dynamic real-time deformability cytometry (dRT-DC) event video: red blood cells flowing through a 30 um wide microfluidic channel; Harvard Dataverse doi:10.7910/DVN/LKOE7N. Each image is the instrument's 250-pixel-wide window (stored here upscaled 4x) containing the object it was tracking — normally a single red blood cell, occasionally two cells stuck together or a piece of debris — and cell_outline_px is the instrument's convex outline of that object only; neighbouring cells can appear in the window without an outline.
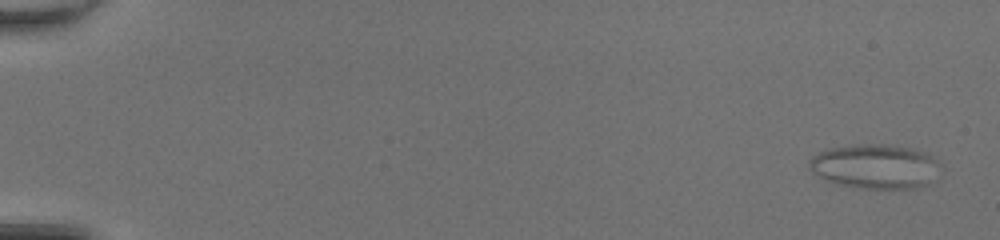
{"species": "common noctule bat (a hibernating species)", "species_latin": "Nyctalus noctula", "temperature_condition": "room temperature", "stored_images_in_passage": 50, "camera_frame_rate_fps": 3000, "um_per_image_px": 0.085, "animal": {"sex": "female", "body_mass_g": 20.0, "forearm_length_mm": 54.0}, "frame": {"image": 1, "passage_image": 2, "time_ms": 0.333, "image_size_px": [1000, 240], "cell_outline_px": [[944, 168], [928, 184], [920, 188], [860, 188], [836, 184], [824, 180], [812, 172], [808, 164], [808, 160], [812, 156], [828, 148], [848, 144], [884, 144], [912, 148], [928, 152]], "centroid_in_image_um": [74.41, 14.14], "position_along_channel_um": 10.6, "area_um2": 34.68}}
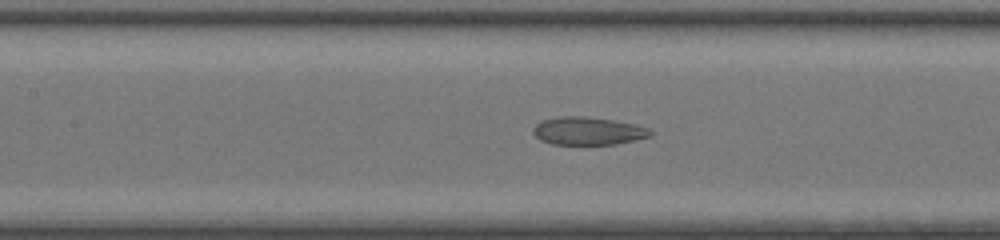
{"frame": {"image": 2, "passage_image": 25, "time_ms": 8.0, "image_size_px": [1000, 240], "cell_outline_px": [[652, 136], [616, 144], [552, 144], [540, 140], [532, 132], [532, 128], [540, 120], [556, 116], [584, 116], [612, 120], [636, 124], [648, 128], [652, 132]], "centroid_in_image_um": [49.95, 11.12], "position_along_channel_um": 157.5, "area_um2": 19.19}}
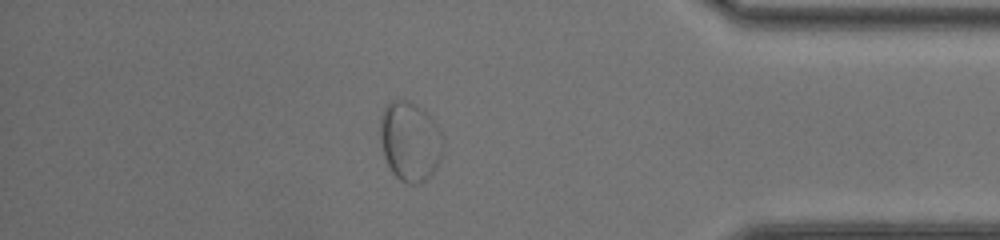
{"frame": {"image": 3, "passage_image": 44, "time_ms": 14.333, "image_size_px": [1000, 240], "cell_outline_px": [[444, 152], [436, 168], [420, 184], [408, 184], [400, 180], [392, 172], [384, 156], [380, 140], [380, 116], [384, 108], [392, 100], [408, 100], [424, 108], [440, 128], [444, 140]], "centroid_in_image_um": [34.88, 11.99], "position_along_channel_um": 400.3, "area_um2": 29.65}}